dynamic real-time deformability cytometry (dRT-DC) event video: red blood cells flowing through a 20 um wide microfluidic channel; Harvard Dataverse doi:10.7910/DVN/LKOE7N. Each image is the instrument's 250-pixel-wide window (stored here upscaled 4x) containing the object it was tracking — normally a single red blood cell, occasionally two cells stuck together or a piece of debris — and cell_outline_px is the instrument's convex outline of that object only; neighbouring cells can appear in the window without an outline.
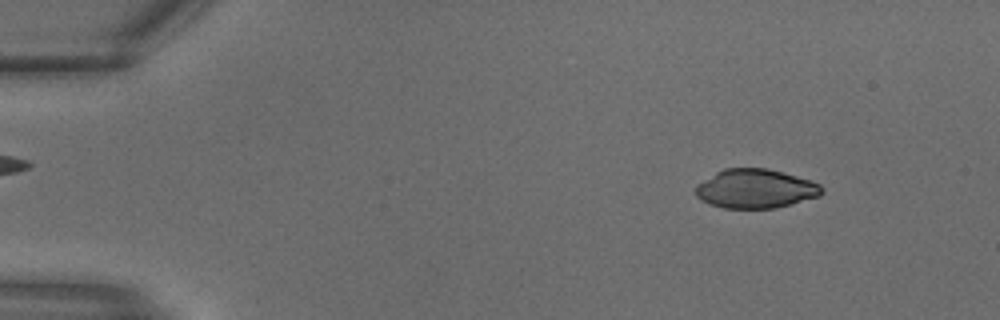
{"species": "common noctule bat (a hibernating species)", "species_latin": "Nyctalus noctula", "temperature_condition": "warm", "stored_images_in_passage": 14, "camera_frame_rate_fps": 3000, "um_per_image_px": 0.085, "animal": {"sex": "male", "body_mass_g": 18.8}, "frame": {"image": 1, "passage_image": 3, "time_ms": 0.667, "image_size_px": [1000, 320], "cell_outline_px": [[824, 192], [820, 196], [776, 208], [724, 208], [700, 200], [696, 196], [696, 184], [716, 172], [724, 168], [768, 168], [784, 172], [820, 184], [824, 188]], "centroid_in_image_um": [64.22, 16.03], "position_along_channel_um": 20.8, "area_um2": 28.78}}
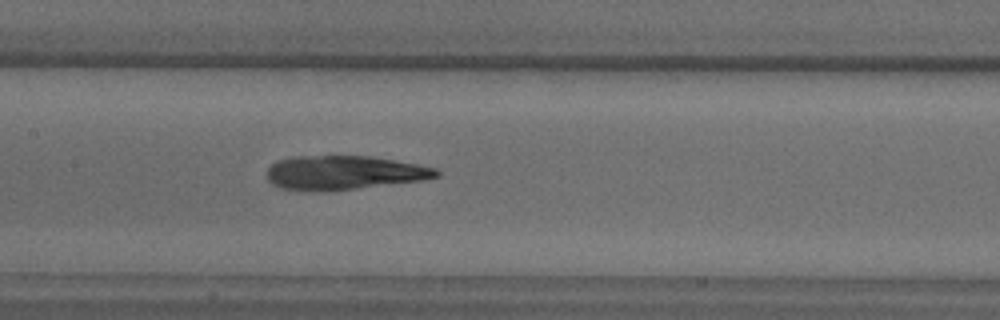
{"frame": {"image": 2, "passage_image": 14, "time_ms": 4.333, "image_size_px": [1000, 320], "cell_outline_px": [[440, 176], [424, 180], [328, 192], [280, 188], [272, 184], [268, 180], [268, 168], [276, 160], [292, 156], [368, 156], [416, 164], [436, 168], [440, 172]], "centroid_in_image_um": [29.23, 14.68], "position_along_channel_um": 178.2, "area_um2": 33.7}}